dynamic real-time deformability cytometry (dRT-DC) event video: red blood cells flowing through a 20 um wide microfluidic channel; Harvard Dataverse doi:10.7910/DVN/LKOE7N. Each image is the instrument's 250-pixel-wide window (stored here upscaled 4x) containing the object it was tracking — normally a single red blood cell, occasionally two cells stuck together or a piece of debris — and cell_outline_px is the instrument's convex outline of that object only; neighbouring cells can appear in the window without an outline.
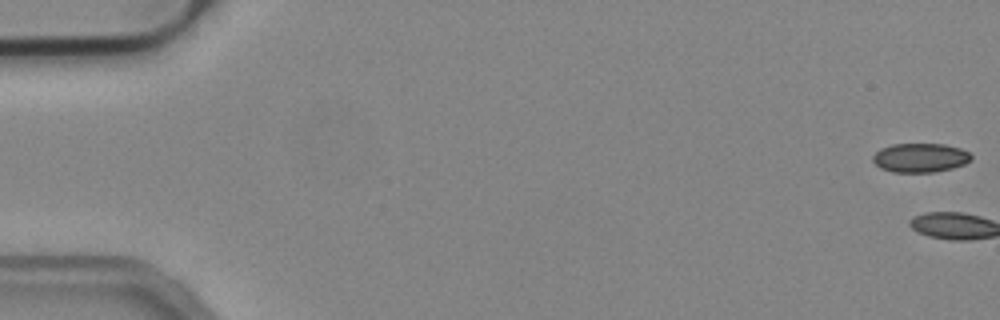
{"species": "common noctule bat (a hibernating species)", "species_latin": "Nyctalus noctula", "temperature_condition": "cold", "stored_images_in_passage": 3, "camera_frame_rate_fps": 3000, "um_per_image_px": 0.085, "animal": {"sex": "male", "body_mass_g": 19.2, "forearm_length_mm": 51.8}, "frame": {"image": 1, "passage_image": 1, "time_ms": 0.0, "image_size_px": [1000, 320], "cell_outline_px": [[972, 160], [964, 164], [952, 168], [932, 172], [892, 172], [880, 168], [872, 160], [872, 156], [880, 148], [892, 144], [944, 144], [960, 148], [968, 152], [972, 156]], "centroid_in_image_um": [78.21, 13.4], "position_along_channel_um": 6.8, "area_um2": 16.7}}